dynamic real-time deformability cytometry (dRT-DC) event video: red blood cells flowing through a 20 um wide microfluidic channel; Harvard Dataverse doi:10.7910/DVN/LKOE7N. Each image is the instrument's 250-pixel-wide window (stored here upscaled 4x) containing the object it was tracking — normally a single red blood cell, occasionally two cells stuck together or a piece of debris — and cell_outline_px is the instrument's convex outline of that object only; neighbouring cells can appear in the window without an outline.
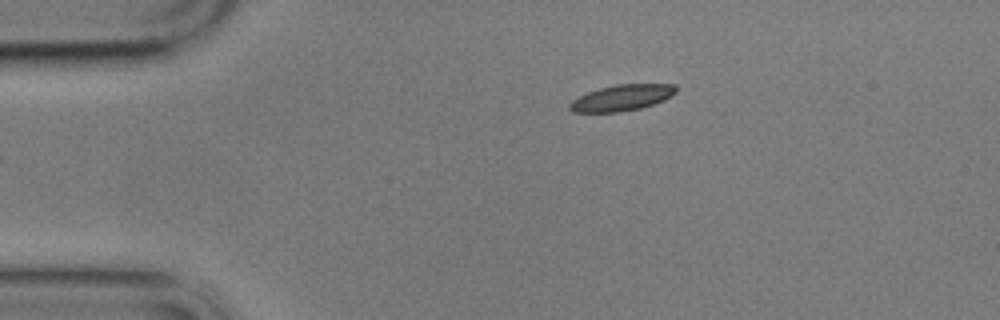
{"species": "common noctule bat (a hibernating species)", "species_latin": "Nyctalus noctula", "temperature_condition": "cold", "stored_images_in_passage": 2, "camera_frame_rate_fps": 3000, "um_per_image_px": 0.085, "animal": {"sex": "male", "body_mass_g": 17.9}, "frame": {"image": 1, "passage_image": 1, "time_ms": 0.0, "image_size_px": [1000, 320], "cell_outline_px": [[676, 92], [672, 96], [664, 100], [640, 108], [620, 112], [572, 112], [568, 108], [568, 104], [572, 100], [588, 92], [600, 88], [616, 84], [676, 84]], "centroid_in_image_um": [52.85, 8.31], "position_along_channel_um": 32.1, "area_um2": 16.13}}